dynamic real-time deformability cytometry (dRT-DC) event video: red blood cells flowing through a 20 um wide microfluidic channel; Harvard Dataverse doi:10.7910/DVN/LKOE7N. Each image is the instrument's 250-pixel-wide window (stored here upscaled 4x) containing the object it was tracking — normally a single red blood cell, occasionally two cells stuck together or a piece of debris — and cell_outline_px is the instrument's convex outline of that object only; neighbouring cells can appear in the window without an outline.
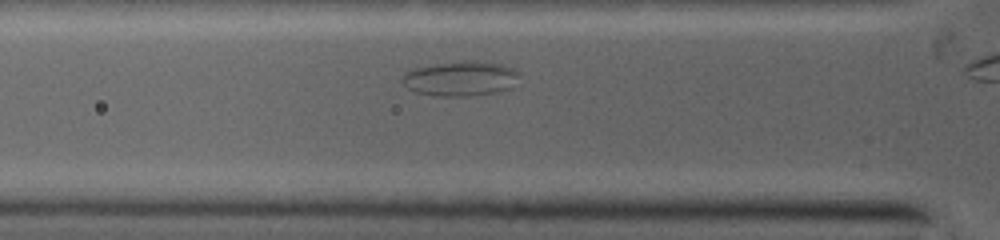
{"species": "common noctule bat (a hibernating species)", "species_latin": "Nyctalus noctula", "temperature_condition": "warm", "stored_images_in_passage": 24, "camera_frame_rate_fps": 5000, "um_per_image_px": 0.085, "animal": {"sex": "female", "body_mass_g": 19.0, "forearm_length_mm": 53.3}, "frame": {"image": 1, "passage_image": 8, "time_ms": 2.6, "image_size_px": [1000, 240], "cell_outline_px": [[516, 72], [508, 88], [492, 92], [468, 96], [444, 96], [416, 92], [408, 88], [404, 84], [404, 76], [408, 72], [416, 68], [432, 64], [464, 60], [476, 60], [500, 64], [512, 68]], "centroid_in_image_um": [39.08, 6.66], "position_along_channel_um": 86.7, "area_um2": 22.83}}
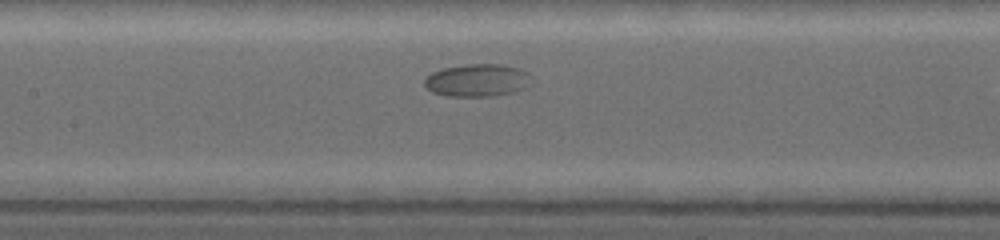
{"frame": {"image": 2, "passage_image": 11, "time_ms": 4.6, "image_size_px": [1000, 240], "cell_outline_px": [[524, 72], [520, 88], [512, 92], [492, 96], [452, 96], [432, 92], [424, 84], [424, 80], [432, 72], [444, 68], [464, 64], [500, 64], [520, 68]], "centroid_in_image_um": [40.4, 6.81], "position_along_channel_um": 167.0, "area_um2": 19.31}}
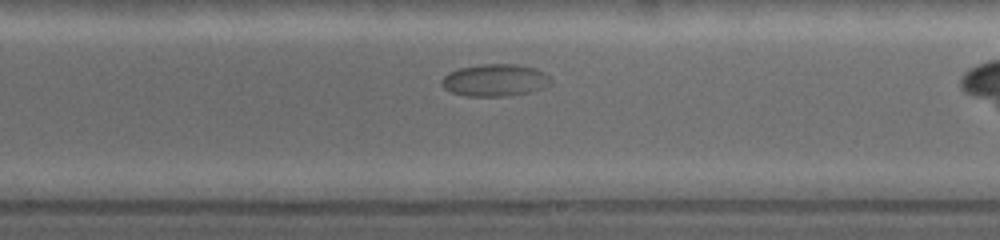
{"frame": {"image": 3, "passage_image": 14, "time_ms": 6.6, "image_size_px": [1000, 240], "cell_outline_px": [[548, 84], [524, 92], [504, 96], [468, 96], [452, 92], [444, 88], [440, 84], [440, 80], [448, 72], [460, 68], [484, 64], [516, 64], [536, 68], [540, 72]], "centroid_in_image_um": [41.9, 6.8], "position_along_channel_um": 247.1, "area_um2": 19.59}}